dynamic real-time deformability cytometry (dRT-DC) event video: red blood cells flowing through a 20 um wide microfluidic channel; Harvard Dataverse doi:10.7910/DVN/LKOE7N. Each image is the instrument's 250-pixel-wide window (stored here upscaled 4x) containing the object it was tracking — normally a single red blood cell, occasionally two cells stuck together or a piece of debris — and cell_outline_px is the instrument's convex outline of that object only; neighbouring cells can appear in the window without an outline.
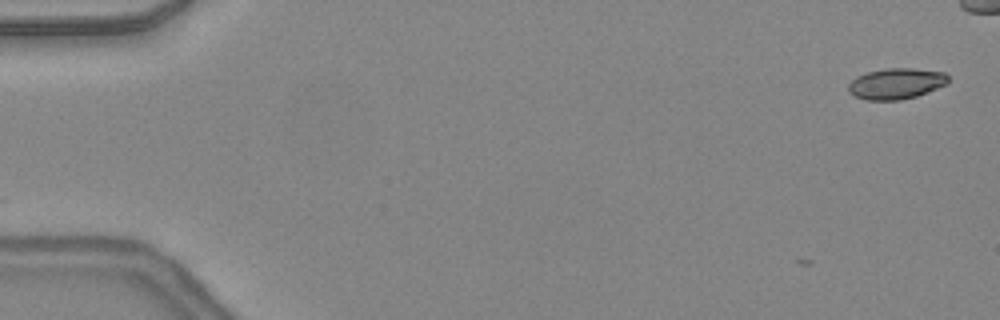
{"species": "common noctule bat (a hibernating species)", "species_latin": "Nyctalus noctula", "temperature_condition": "warm", "stored_images_in_passage": 6, "camera_frame_rate_fps": 3000, "um_per_image_px": 0.085, "animal": {"sex": "female", "body_mass_g": 24.6, "forearm_length_mm": 56.2}, "frame": {"image": 1, "passage_image": 1, "time_ms": 0.0, "image_size_px": [1000, 320], "cell_outline_px": [[948, 84], [928, 92], [916, 96], [900, 100], [868, 100], [856, 96], [848, 92], [848, 84], [856, 76], [868, 72], [884, 68], [912, 68], [944, 72], [948, 76]], "centroid_in_image_um": [76.18, 7.1], "position_along_channel_um": 8.8, "area_um2": 18.03}}